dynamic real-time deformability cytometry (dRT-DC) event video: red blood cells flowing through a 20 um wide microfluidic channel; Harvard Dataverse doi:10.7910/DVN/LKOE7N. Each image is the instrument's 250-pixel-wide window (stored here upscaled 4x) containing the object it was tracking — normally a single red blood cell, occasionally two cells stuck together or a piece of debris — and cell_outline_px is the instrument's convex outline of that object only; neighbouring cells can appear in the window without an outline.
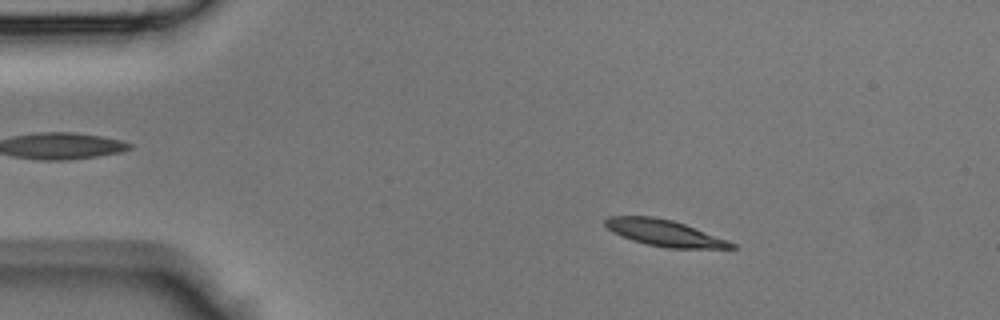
{"species": "Egyptian fruit bat (a non-hibernating species)", "species_latin": "Rousettus aegyptiacus", "temperature_condition": "room temperature", "stored_images_in_passage": 44, "camera_frame_rate_fps": 3000, "um_per_image_px": 0.085, "animal": {"sex": "male"}, "frame": {"image": 1, "passage_image": 7, "time_ms": 2.0, "image_size_px": [1000, 320], "cell_outline_px": [[736, 248], [668, 248], [648, 244], [632, 240], [612, 232], [604, 224], [604, 220], [608, 216], [652, 216], [672, 220], [684, 224], [728, 240], [736, 244]], "centroid_in_image_um": [56.46, 19.79], "position_along_channel_um": 28.5, "area_um2": 19.19}}
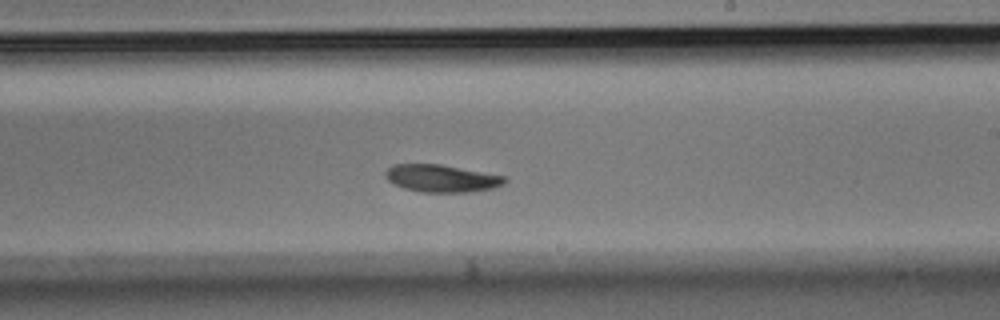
{"frame": {"image": 2, "passage_image": 26, "time_ms": 8.333, "image_size_px": [1000, 320], "cell_outline_px": [[508, 180], [504, 184], [492, 188], [468, 192], [420, 192], [404, 188], [388, 180], [384, 176], [384, 172], [392, 164], [440, 164], [508, 176]], "centroid_in_image_um": [37.56, 15.15], "position_along_channel_um": 251.4, "area_um2": 19.19}}
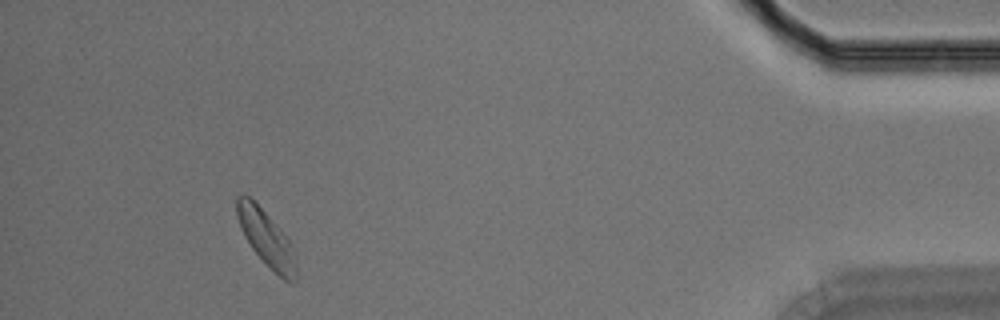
{"frame": {"image": 3, "passage_image": 41, "time_ms": 13.333, "image_size_px": [1000, 320], "cell_outline_px": [[296, 280], [292, 284], [284, 280], [252, 248], [244, 236], [240, 228], [236, 212], [236, 196], [248, 196], [276, 224], [292, 244], [296, 264]], "centroid_in_image_um": [22.64, 20.27], "position_along_channel_um": 412.6, "area_um2": 18.67}}